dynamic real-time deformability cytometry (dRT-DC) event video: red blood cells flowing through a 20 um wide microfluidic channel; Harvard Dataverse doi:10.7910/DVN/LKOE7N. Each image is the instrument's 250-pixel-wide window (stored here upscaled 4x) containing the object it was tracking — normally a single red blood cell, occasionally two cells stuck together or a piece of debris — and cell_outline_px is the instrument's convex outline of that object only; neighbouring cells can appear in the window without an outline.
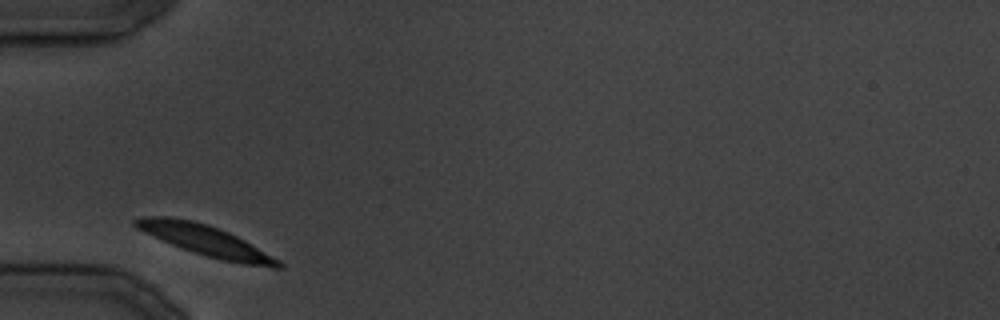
{"species": "common noctule bat (a hibernating species)", "species_latin": "Nyctalus noctula", "temperature_condition": "cold", "stored_images_in_passage": 20, "camera_frame_rate_fps": 3000, "um_per_image_px": 0.085, "animal": {"sex": "male", "body_mass_g": 19.5, "forearm_length_mm": 54.6}, "frame": {"image": 1, "passage_image": 1, "time_ms": 0.0, "image_size_px": [1000, 320], "cell_outline_px": [[284, 268], [272, 268], [244, 264], [220, 260], [192, 252], [172, 244], [144, 232], [136, 228], [132, 224], [132, 220], [140, 216], [168, 216], [192, 220], [208, 224], [228, 232], [244, 240], [280, 260], [284, 264]], "centroid_in_image_um": [17.47, 20.45], "position_along_channel_um": 67.5, "area_um2": 25.49}}
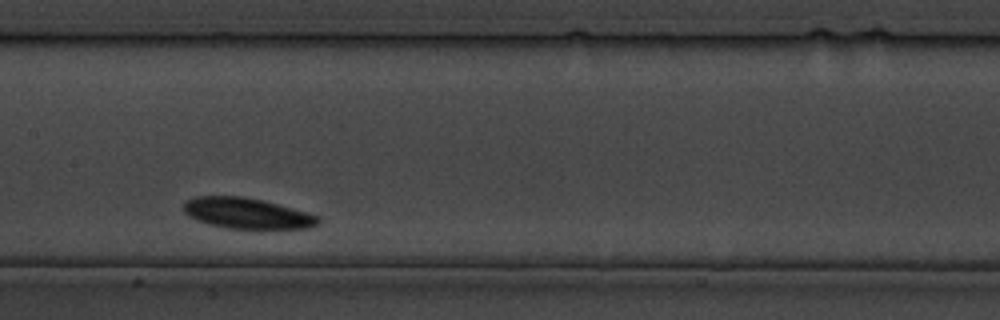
{"frame": {"image": 2, "passage_image": 8, "time_ms": 9.0, "image_size_px": [1000, 320], "cell_outline_px": [[320, 224], [312, 228], [228, 228], [208, 224], [196, 220], [188, 216], [184, 212], [184, 204], [188, 200], [196, 196], [240, 196], [264, 200], [320, 216]], "centroid_in_image_um": [21.01, 18.13], "position_along_channel_um": 186.4, "area_um2": 24.04}}
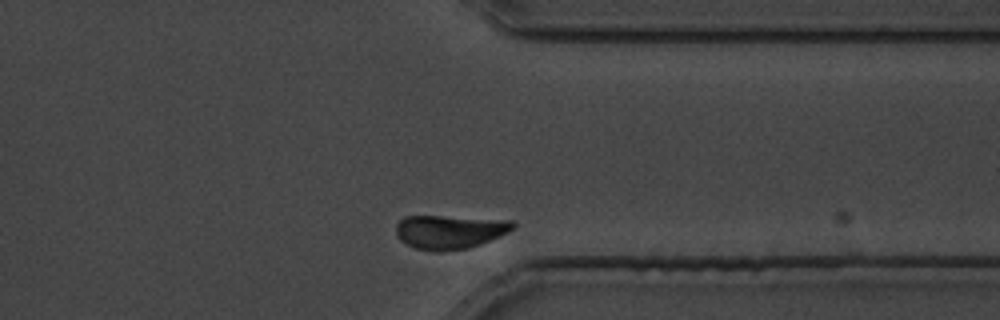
{"frame": {"image": 3, "passage_image": 19, "time_ms": 22.667, "image_size_px": [1000, 320], "cell_outline_px": [[516, 228], [500, 236], [480, 244], [468, 248], [440, 252], [436, 252], [416, 248], [400, 240], [396, 236], [396, 224], [404, 216], [440, 216], [512, 220], [516, 224]], "centroid_in_image_um": [38.23, 19.7], "position_along_channel_um": 373.2, "area_um2": 23.18}}